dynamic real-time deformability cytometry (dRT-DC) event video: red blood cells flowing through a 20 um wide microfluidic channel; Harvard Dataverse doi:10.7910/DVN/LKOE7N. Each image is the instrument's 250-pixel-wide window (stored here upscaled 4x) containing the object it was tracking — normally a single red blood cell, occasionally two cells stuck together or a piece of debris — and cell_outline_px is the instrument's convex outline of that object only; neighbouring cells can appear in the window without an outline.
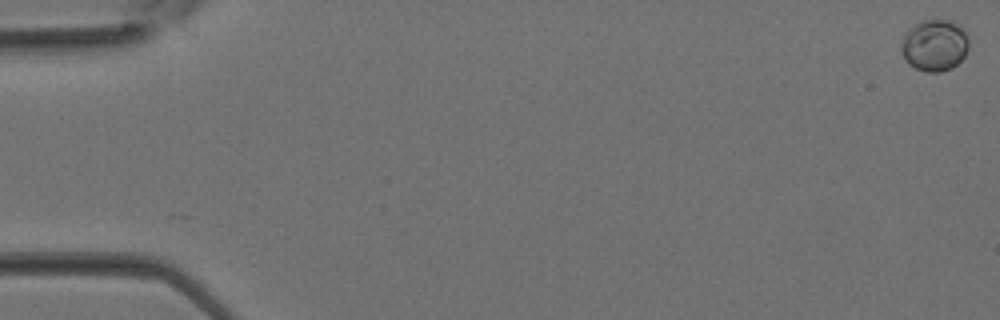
{"species": "Egyptian fruit bat (a non-hibernating species)", "species_latin": "Rousettus aegyptiacus", "temperature_condition": "room temperature", "stored_images_in_passage": 39, "camera_frame_rate_fps": 3000, "um_per_image_px": 0.085, "animal": {"sex": "female"}, "frame": {"image": 1, "passage_image": 1, "time_ms": 0.0, "image_size_px": [1000, 320], "cell_outline_px": [[968, 48], [964, 56], [952, 68], [940, 72], [924, 72], [908, 64], [900, 52], [900, 48], [904, 32], [908, 28], [920, 20], [952, 20], [964, 28], [968, 36]], "centroid_in_image_um": [79.41, 3.83], "position_along_channel_um": 5.6, "area_um2": 20.75}}
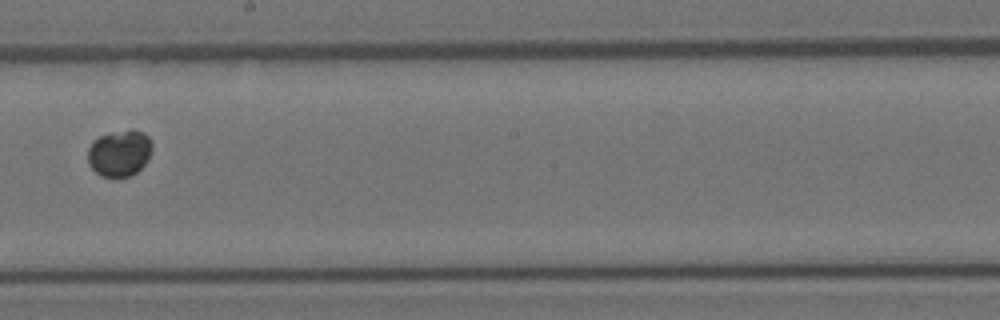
{"frame": {"image": 2, "passage_image": 23, "time_ms": 7.333, "image_size_px": [1000, 320], "cell_outline_px": [[152, 148], [148, 160], [132, 176], [100, 176], [88, 164], [88, 148], [100, 136], [112, 132], [132, 128], [144, 132], [148, 136], [152, 144]], "centroid_in_image_um": [10.18, 13.0], "position_along_channel_um": 238.0, "area_um2": 17.4}}
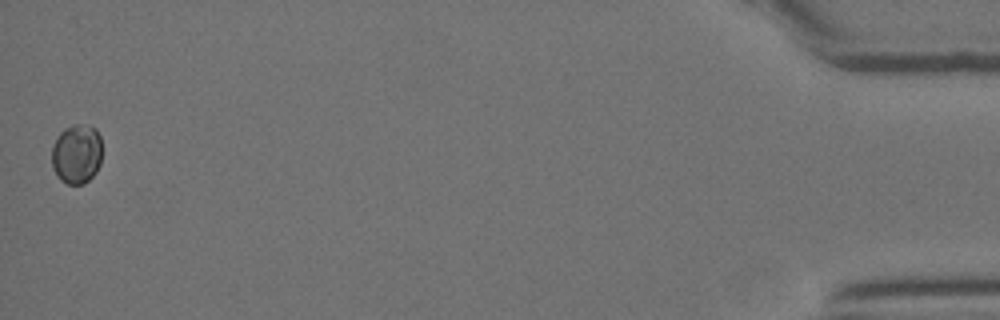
{"frame": {"image": 3, "passage_image": 39, "time_ms": 12.667, "image_size_px": [1000, 320], "cell_outline_px": [[100, 164], [96, 172], [84, 184], [68, 184], [60, 180], [56, 176], [52, 168], [52, 148], [60, 132], [64, 128], [76, 124], [80, 124], [96, 128], [100, 136]], "centroid_in_image_um": [6.5, 13.1], "position_along_channel_um": 428.7, "area_um2": 17.46}}